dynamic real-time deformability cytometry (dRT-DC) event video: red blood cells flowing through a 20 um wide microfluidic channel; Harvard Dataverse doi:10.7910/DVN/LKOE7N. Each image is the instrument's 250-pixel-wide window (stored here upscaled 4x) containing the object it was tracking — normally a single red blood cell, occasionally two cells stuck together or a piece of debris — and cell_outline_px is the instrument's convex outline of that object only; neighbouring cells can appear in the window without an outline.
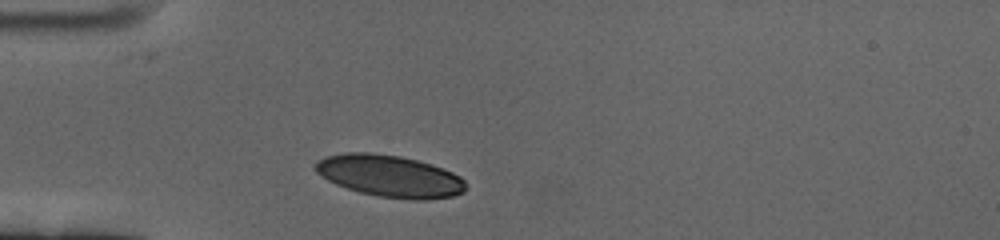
{"species": "human", "species_latin": "Homo sapiens", "temperature_condition": "cold", "stored_images_in_passage": 38, "camera_frame_rate_fps": 3000, "um_per_image_px": 0.085, "donor": {"sex": "female"}, "frame": {"image": 1, "passage_image": 1, "time_ms": 0.0, "image_size_px": [1000, 240], "cell_outline_px": [[468, 188], [464, 192], [452, 196], [424, 200], [412, 200], [380, 196], [360, 192], [336, 184], [328, 180], [316, 172], [312, 168], [324, 156], [344, 152], [368, 152], [400, 156], [432, 164], [452, 172], [460, 176], [464, 180]], "centroid_in_image_um": [33.14, 14.96], "position_along_channel_um": 51.9, "area_um2": 36.76}}
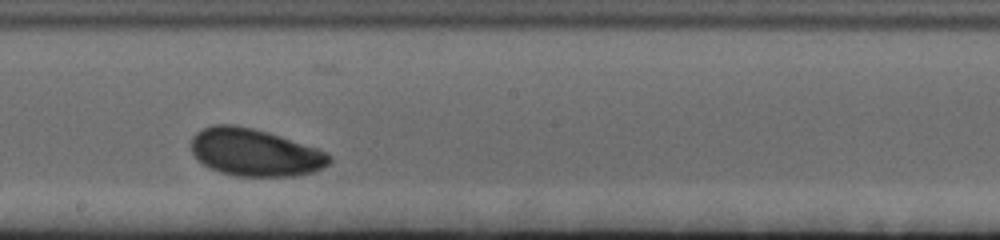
{"frame": {"image": 2, "passage_image": 18, "time_ms": 5.667, "image_size_px": [1000, 240], "cell_outline_px": [[332, 160], [328, 164], [312, 172], [296, 176], [236, 176], [220, 172], [208, 168], [192, 152], [192, 136], [196, 132], [212, 124], [232, 124], [252, 128], [268, 132], [316, 148], [332, 156]], "centroid_in_image_um": [21.64, 12.96], "position_along_channel_um": 226.6, "area_um2": 37.92}}
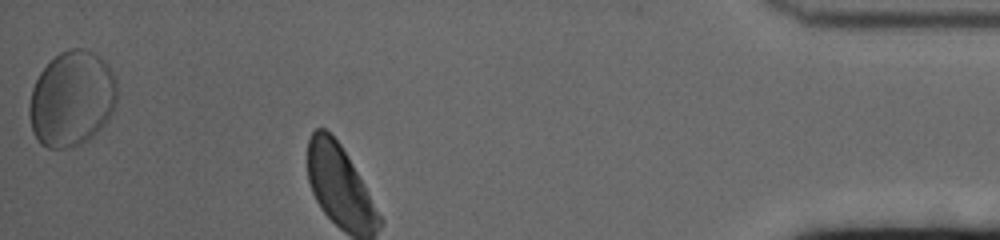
{"frame": {"image": 3, "passage_image": 38, "time_ms": 12.333, "image_size_px": [1000, 240], "cell_outline_px": [[116, 100], [112, 112], [104, 124], [88, 140], [80, 144], [68, 148], [48, 148], [40, 144], [36, 140], [32, 132], [28, 112], [28, 104], [32, 88], [40, 72], [60, 52], [68, 48], [80, 48], [92, 52], [100, 56], [104, 60], [112, 72], [116, 80]], "centroid_in_image_um": [6.07, 8.41], "position_along_channel_um": 429.1, "area_um2": 48.84}, "authors_computed_cell_mechanics": {"area_um2": 37.3388, "velocity_mm_per_s": 3.3296, "shape_relaxation_time_tau1_ms": 2.2317, "shape_relaxation_time_tau2_ms": 3.5924, "deformation_change_tau1": 0.1145, "deformation_change_tau2": 0.0754}}